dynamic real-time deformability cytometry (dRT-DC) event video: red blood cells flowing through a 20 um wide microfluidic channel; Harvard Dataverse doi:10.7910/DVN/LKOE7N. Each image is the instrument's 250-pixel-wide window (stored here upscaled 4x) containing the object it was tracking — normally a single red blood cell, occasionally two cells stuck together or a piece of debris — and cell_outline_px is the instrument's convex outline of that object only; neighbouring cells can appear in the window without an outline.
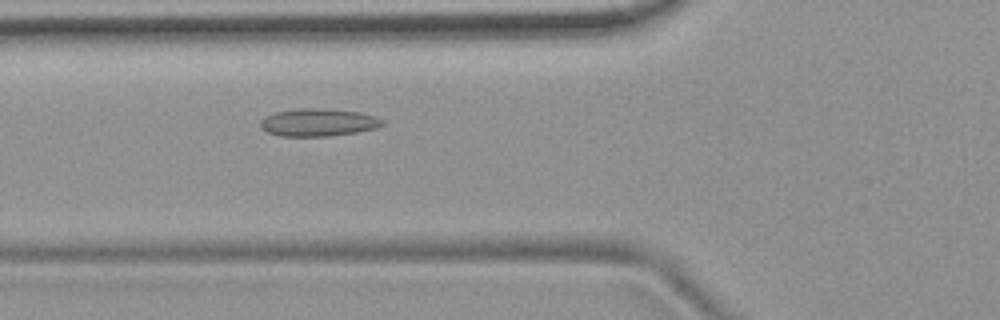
{"species": "common noctule bat (a hibernating species)", "species_latin": "Nyctalus noctula", "temperature_condition": "room temperature", "stored_images_in_passage": 41, "camera_frame_rate_fps": 3000, "um_per_image_px": 0.085, "animal": {"sex": "female", "body_mass_g": 19.9}, "frame": {"image": 1, "passage_image": 8, "time_ms": 2.333, "image_size_px": [1000, 320], "cell_outline_px": [[384, 124], [380, 128], [332, 136], [280, 136], [268, 132], [260, 128], [260, 120], [264, 116], [276, 112], [296, 108], [324, 108], [360, 112], [376, 116], [384, 120]], "centroid_in_image_um": [27.07, 10.4], "position_along_channel_um": 98.7, "area_um2": 20.0}}
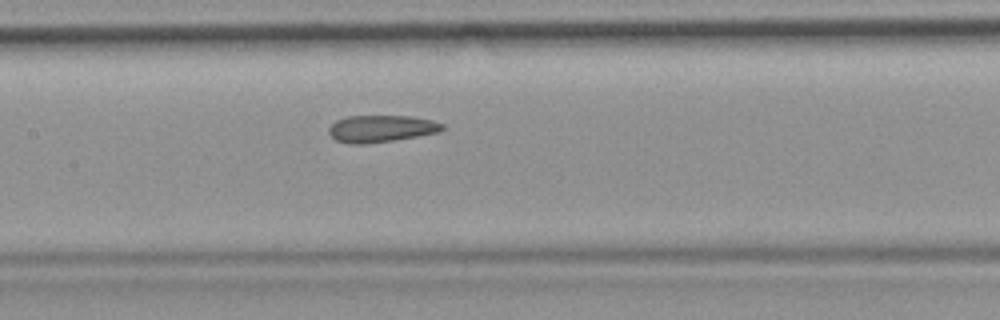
{"frame": {"image": 2, "passage_image": 14, "time_ms": 4.333, "image_size_px": [1000, 320], "cell_outline_px": [[444, 128], [440, 132], [392, 140], [364, 144], [348, 144], [336, 140], [328, 132], [328, 128], [336, 120], [348, 116], [412, 116], [432, 120], [444, 124]], "centroid_in_image_um": [32.39, 10.93], "position_along_channel_um": 175.0, "area_um2": 17.8}}
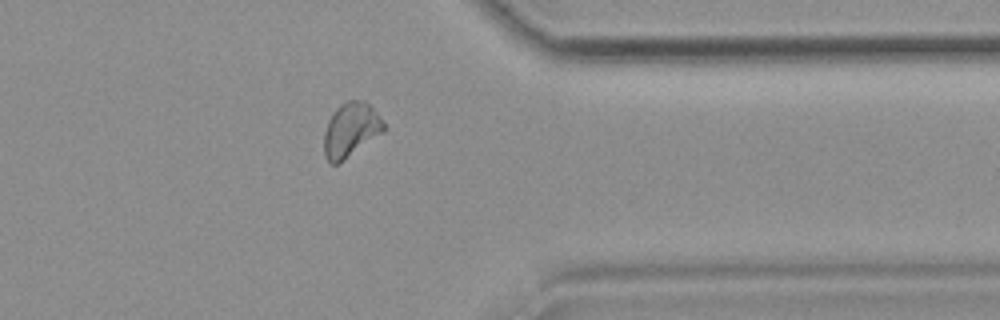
{"frame": {"image": 3, "passage_image": 31, "time_ms": 10.0, "image_size_px": [1000, 320], "cell_outline_px": [[384, 132], [336, 164], [328, 164], [324, 156], [324, 132], [328, 120], [336, 108], [340, 104], [348, 100], [364, 100], [376, 112], [384, 124]], "centroid_in_image_um": [29.78, 11.03], "position_along_channel_um": 381.6, "area_um2": 18.67}, "authors_computed_cell_mechanics": {"area_um2": 18.0914, "velocity_mm_per_s": 3.8077, "shape_relaxation_time_tau1_ms": null, "shape_relaxation_time_tau2_ms": 2.7256, "deformation_change_tau1": null, "deformation_change_tau2": 0.107}}